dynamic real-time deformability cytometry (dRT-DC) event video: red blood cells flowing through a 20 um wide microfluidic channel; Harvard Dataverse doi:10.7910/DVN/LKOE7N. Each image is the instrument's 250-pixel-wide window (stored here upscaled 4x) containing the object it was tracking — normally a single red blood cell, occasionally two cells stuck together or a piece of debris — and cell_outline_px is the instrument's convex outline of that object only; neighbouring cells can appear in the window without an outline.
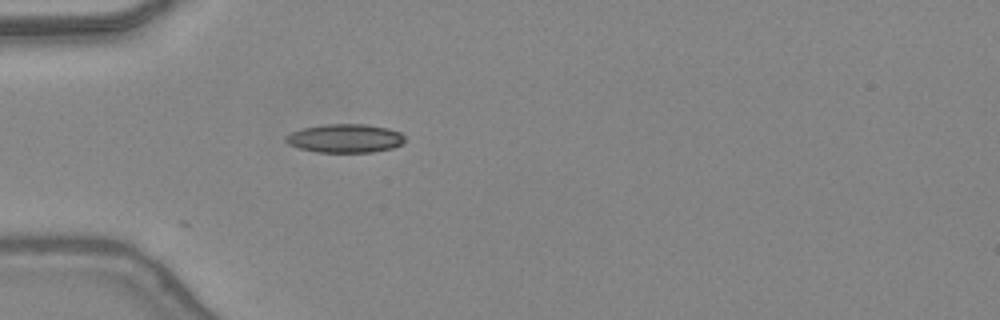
{"species": "common noctule bat (a hibernating species)", "species_latin": "Nyctalus noctula", "temperature_condition": "warm", "stored_images_in_passage": 4, "camera_frame_rate_fps": 3000, "um_per_image_px": 0.085, "animal": {"sex": "female", "body_mass_g": 24.6, "forearm_length_mm": 56.2}, "frame": {"image": 1, "passage_image": 1, "time_ms": 0.0, "image_size_px": [1000, 320], "cell_outline_px": [[404, 140], [400, 144], [392, 148], [372, 152], [316, 152], [300, 148], [288, 144], [284, 140], [284, 136], [292, 132], [304, 128], [324, 124], [364, 124], [388, 128], [400, 132], [404, 136]], "centroid_in_image_um": [29.31, 11.76], "position_along_channel_um": 55.7, "area_um2": 19.77}}
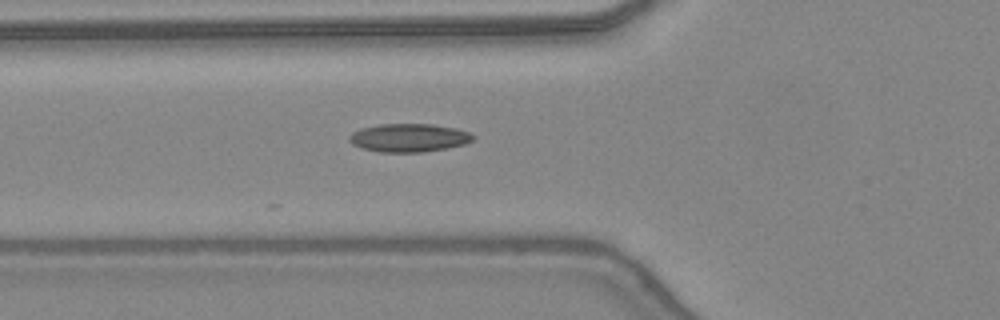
{"frame": {"image": 2, "passage_image": 4, "time_ms": 1.0, "image_size_px": [1000, 320], "cell_outline_px": [[476, 136], [472, 140], [464, 144], [448, 148], [424, 152], [380, 152], [364, 148], [352, 144], [348, 140], [348, 136], [352, 132], [360, 128], [380, 124], [432, 124], [456, 128], [468, 132]], "centroid_in_image_um": [34.75, 11.71], "position_along_channel_um": 91.1, "area_um2": 20.46}}